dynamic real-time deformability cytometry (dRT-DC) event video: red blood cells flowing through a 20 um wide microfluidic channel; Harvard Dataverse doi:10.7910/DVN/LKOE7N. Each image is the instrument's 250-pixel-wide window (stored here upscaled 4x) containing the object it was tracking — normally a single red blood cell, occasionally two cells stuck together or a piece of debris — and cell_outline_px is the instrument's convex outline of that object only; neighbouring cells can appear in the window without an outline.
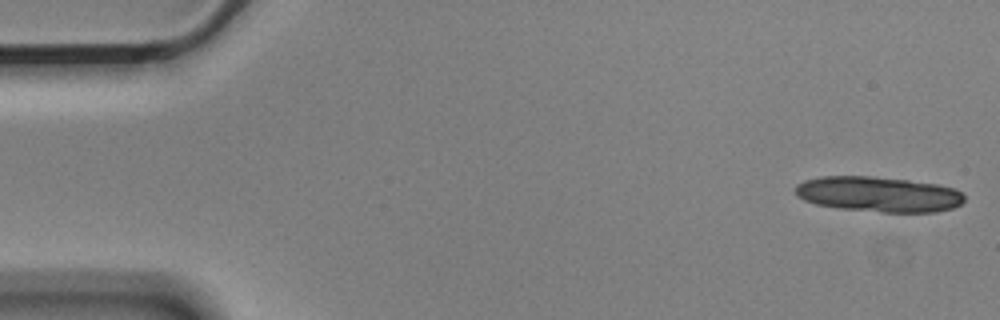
{"species": "Egyptian fruit bat (a non-hibernating species)", "species_latin": "Rousettus aegyptiacus", "temperature_condition": "cold", "stored_images_in_passage": 15, "camera_frame_rate_fps": 3000, "um_per_image_px": 0.085, "animal": {"sex": "male"}, "frame": {"image": 1, "passage_image": 1, "time_ms": 0.0, "image_size_px": [1000, 320], "cell_outline_px": [[964, 200], [960, 204], [952, 208], [936, 212], [884, 212], [840, 208], [816, 204], [804, 200], [796, 196], [796, 184], [804, 180], [820, 176], [872, 176], [908, 180], [936, 184], [956, 188], [964, 196]], "centroid_in_image_um": [74.66, 16.5], "position_along_channel_um": 10.3, "area_um2": 34.8}}